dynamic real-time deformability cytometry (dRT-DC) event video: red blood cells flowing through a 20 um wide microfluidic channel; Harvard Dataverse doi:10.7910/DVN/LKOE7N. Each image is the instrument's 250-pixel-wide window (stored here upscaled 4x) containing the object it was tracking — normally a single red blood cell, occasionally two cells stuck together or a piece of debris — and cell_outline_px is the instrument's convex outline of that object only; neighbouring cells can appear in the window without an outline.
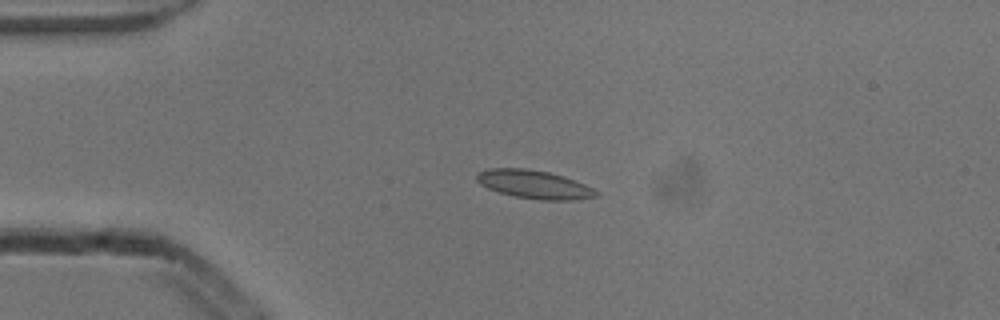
{"species": "common noctule bat (a hibernating species)", "species_latin": "Nyctalus noctula", "temperature_condition": "cold", "stored_images_in_passage": 4, "camera_frame_rate_fps": 3000, "um_per_image_px": 0.085, "animal": {"sex": "male", "body_mass_g": 13.3}, "frame": {"image": 1, "passage_image": 2, "time_ms": 0.333, "image_size_px": [1000, 320], "cell_outline_px": [[600, 196], [572, 200], [540, 200], [512, 196], [488, 188], [480, 184], [476, 180], [476, 176], [480, 172], [488, 168], [528, 168], [548, 172], [564, 176], [584, 184], [600, 192]], "centroid_in_image_um": [45.42, 15.68], "position_along_channel_um": 39.6, "area_um2": 19.83}}
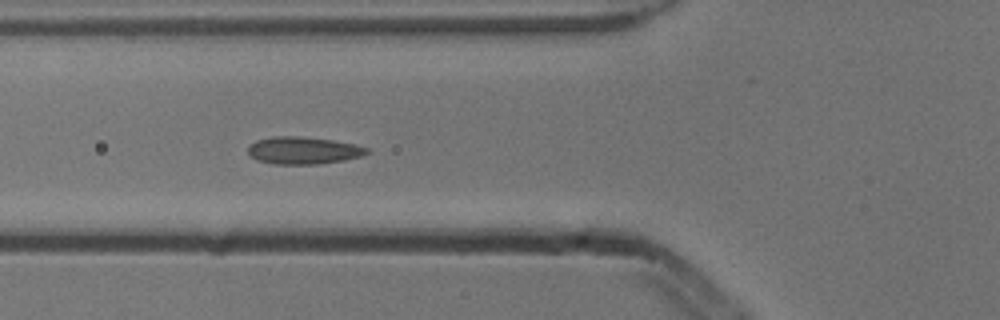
{"frame": {"image": 2, "passage_image": 4, "time_ms": 1.0, "image_size_px": [1000, 320], "cell_outline_px": [[372, 152], [360, 156], [344, 160], [316, 164], [272, 164], [256, 160], [248, 156], [248, 148], [256, 140], [272, 136], [296, 136], [332, 140], [356, 144], [368, 148]], "centroid_in_image_um": [25.77, 12.79], "position_along_channel_um": 100.0, "area_um2": 19.02}}